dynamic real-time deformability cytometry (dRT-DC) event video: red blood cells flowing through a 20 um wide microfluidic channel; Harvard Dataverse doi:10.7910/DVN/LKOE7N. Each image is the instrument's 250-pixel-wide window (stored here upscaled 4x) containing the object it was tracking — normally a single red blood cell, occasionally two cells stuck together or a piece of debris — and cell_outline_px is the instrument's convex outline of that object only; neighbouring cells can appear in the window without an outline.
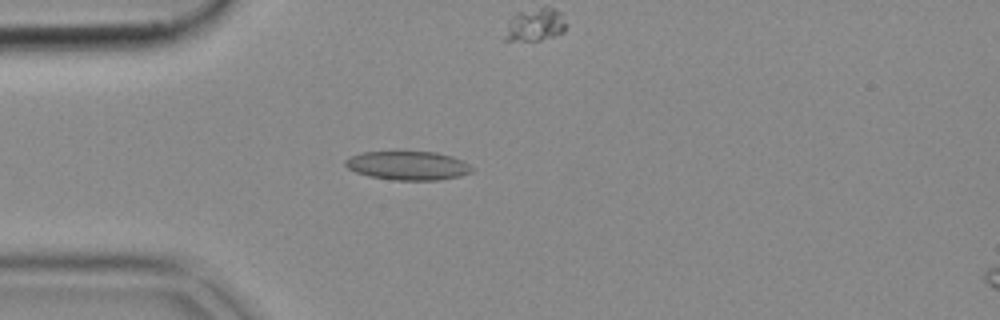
{"species": "common noctule bat (a hibernating species)", "species_latin": "Nyctalus noctula", "temperature_condition": "cold", "stored_images_in_passage": 47, "camera_frame_rate_fps": 3000, "um_per_image_px": 0.085, "animal": {"sex": "female", "body_mass_g": 18.4}, "frame": {"image": 1, "passage_image": 8, "time_ms": 2.333, "image_size_px": [1000, 320], "cell_outline_px": [[472, 172], [460, 176], [436, 180], [396, 180], [368, 176], [356, 172], [348, 168], [344, 164], [344, 160], [348, 156], [364, 152], [436, 152], [452, 156], [464, 160], [472, 168]], "centroid_in_image_um": [34.66, 14.07], "position_along_channel_um": 50.3, "area_um2": 21.27}}
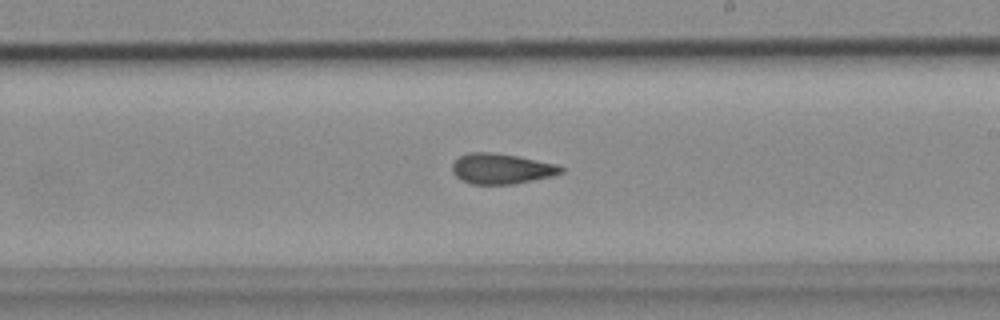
{"frame": {"image": 2, "passage_image": 24, "time_ms": 7.667, "image_size_px": [1000, 320], "cell_outline_px": [[564, 172], [552, 176], [512, 184], [472, 184], [460, 180], [452, 172], [452, 164], [460, 156], [468, 152], [496, 152], [556, 164], [564, 168]], "centroid_in_image_um": [42.59, 14.34], "position_along_channel_um": 246.4, "area_um2": 19.25}}
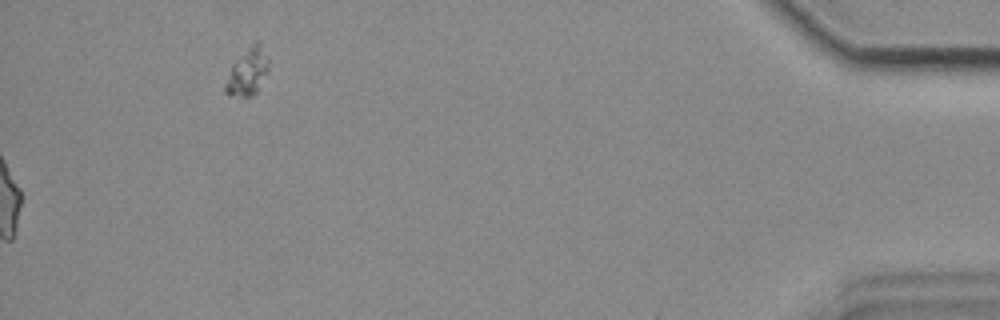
{"frame": {"image": 3, "passage_image": 47, "time_ms": 15.333, "image_size_px": [1000, 320], "cell_outline_px": [[268, 72], [256, 92], [252, 96], [228, 96], [224, 92], [224, 84], [232, 64], [256, 40], [260, 40], [268, 60]], "centroid_in_image_um": [21.03, 6.12], "position_along_channel_um": 414.2, "area_um2": 11.85}}